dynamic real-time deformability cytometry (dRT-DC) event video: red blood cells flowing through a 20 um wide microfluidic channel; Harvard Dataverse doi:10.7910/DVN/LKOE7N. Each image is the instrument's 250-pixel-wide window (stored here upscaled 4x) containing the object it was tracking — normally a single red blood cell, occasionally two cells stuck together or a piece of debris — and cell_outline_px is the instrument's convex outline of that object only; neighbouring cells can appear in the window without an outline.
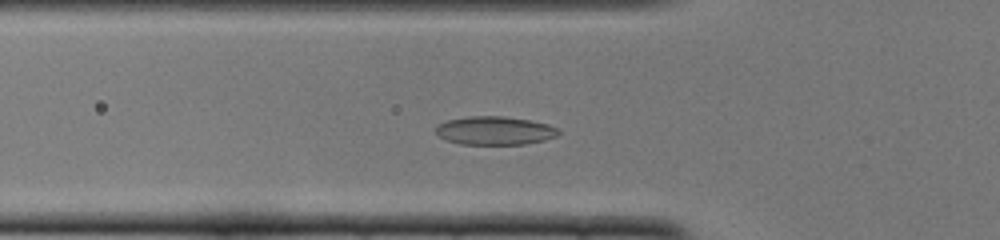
{"species": "common noctule bat (a hibernating species)", "species_latin": "Nyctalus noctula", "temperature_condition": "cold", "stored_images_in_passage": 45, "camera_frame_rate_fps": 3000, "um_per_image_px": 0.085, "animal": {"sex": "female", "body_mass_g": 22.0, "forearm_length_mm": 56.7}, "frame": {"image": 1, "passage_image": 11, "time_ms": 3.333, "image_size_px": [1000, 240], "cell_outline_px": [[560, 132], [556, 136], [544, 140], [524, 144], [460, 144], [448, 140], [440, 136], [436, 132], [436, 128], [440, 124], [448, 120], [468, 116], [504, 116], [528, 120], [548, 124], [560, 128]], "centroid_in_image_um": [42.1, 11.1], "position_along_channel_um": 83.7, "area_um2": 20.17}}
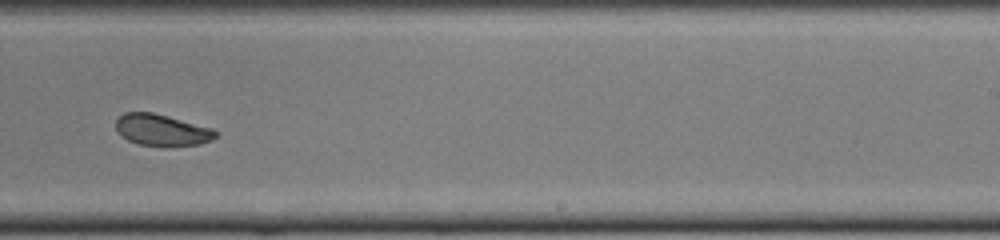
{"frame": {"image": 2, "passage_image": 26, "time_ms": 8.333, "image_size_px": [1000, 240], "cell_outline_px": [[216, 136], [212, 140], [200, 144], [172, 148], [164, 148], [140, 144], [128, 140], [120, 136], [116, 132], [116, 120], [124, 112], [152, 112], [168, 116], [212, 128], [216, 132]], "centroid_in_image_um": [13.74, 11.09], "position_along_channel_um": 275.3, "area_um2": 18.79}}
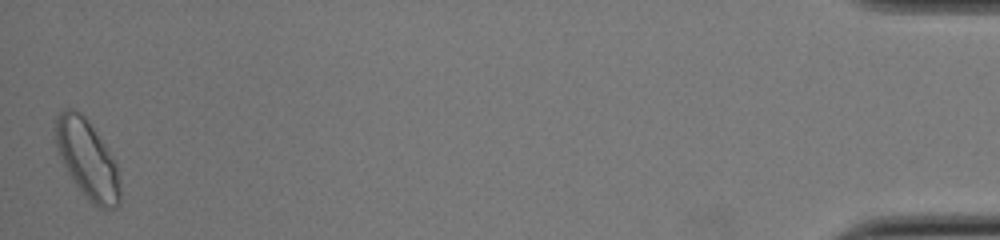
{"frame": {"image": 3, "passage_image": 45, "time_ms": 14.667, "image_size_px": [1000, 240], "cell_outline_px": [[120, 204], [116, 208], [100, 208], [76, 184], [68, 172], [64, 164], [56, 144], [56, 116], [64, 108], [72, 108], [80, 112], [84, 116], [116, 164], [120, 184]], "centroid_in_image_um": [7.42, 13.52], "position_along_channel_um": 427.8, "area_um2": 28.26}, "authors_computed_cell_mechanics": {"area_um2": 20.0566, "velocity_mm_per_s": 3.836, "shape_relaxation_time_tau1_ms": 6.9865, "shape_relaxation_time_tau2_ms": 1.5937, "deformation_change_tau1": 0.1496, "deformation_change_tau2": 0.0635}}